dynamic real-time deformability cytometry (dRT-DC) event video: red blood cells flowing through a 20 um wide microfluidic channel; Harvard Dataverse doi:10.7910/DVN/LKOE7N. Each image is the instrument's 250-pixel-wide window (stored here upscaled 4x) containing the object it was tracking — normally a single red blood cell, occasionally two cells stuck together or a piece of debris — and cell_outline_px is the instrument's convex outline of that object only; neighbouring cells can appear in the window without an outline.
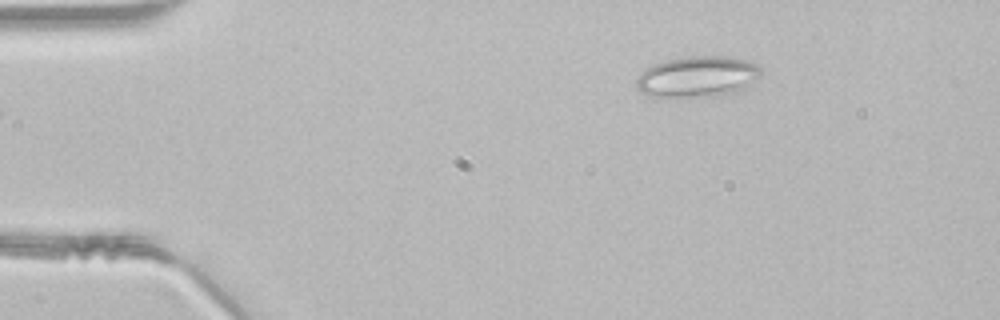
{"species": "common noctule bat (a hibernating species)", "species_latin": "Nyctalus noctula", "temperature_condition": "room temperature", "stored_images_in_passage": 41, "segment_of_instrument_passage": [1, 2], "camera_frame_rate_fps": 3000, "um_per_image_px": 0.085, "animal": {"sex": "male", "body_mass_g": 21.5, "forearm_length_mm": 52.0}, "frame": {"image": 1, "passage_image": 1, "time_ms": 0.0, "image_size_px": [1000, 320], "cell_outline_px": [[760, 72], [744, 88], [728, 92], [704, 96], [652, 96], [640, 92], [636, 88], [636, 80], [648, 68], [656, 64], [668, 60], [688, 56], [732, 56], [756, 64], [760, 68]], "centroid_in_image_um": [59.25, 6.49], "position_along_channel_um": 25.8, "area_um2": 28.67}}
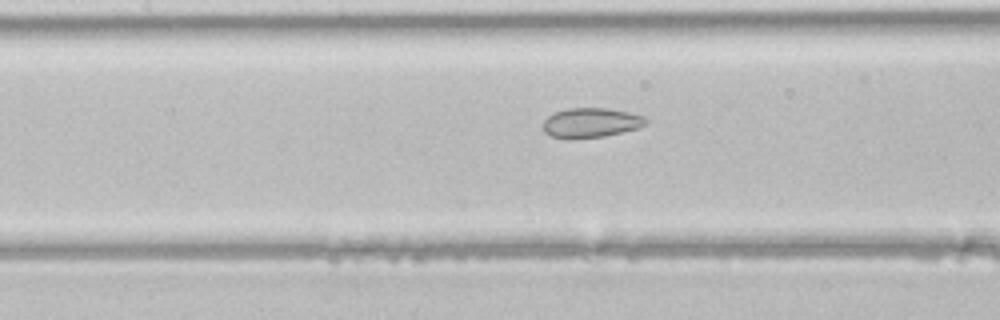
{"frame": {"image": 2, "passage_image": 15, "time_ms": 4.667, "image_size_px": [1000, 320], "cell_outline_px": [[648, 124], [636, 128], [604, 136], [552, 136], [544, 132], [544, 120], [548, 116], [556, 112], [568, 108], [608, 108], [644, 116], [648, 120]], "centroid_in_image_um": [50.27, 10.39], "position_along_channel_um": 157.1, "area_um2": 16.99}}
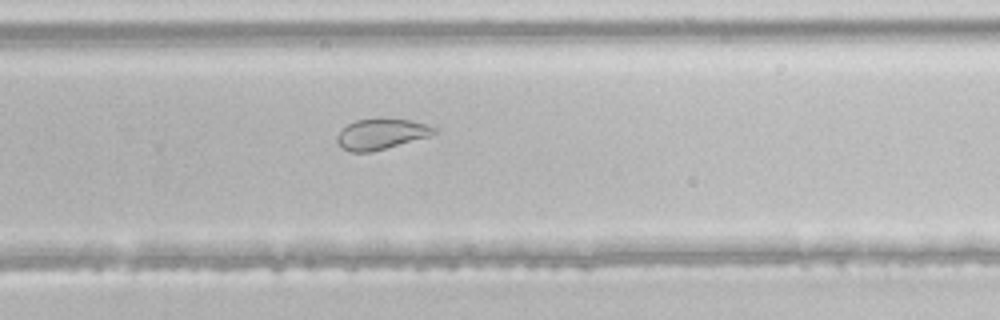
{"frame": {"image": 3, "passage_image": 25, "time_ms": 8.0, "image_size_px": [1000, 320], "cell_outline_px": [[436, 132], [428, 136], [372, 152], [352, 152], [344, 148], [336, 140], [336, 136], [340, 128], [356, 120], [376, 116], [380, 116], [408, 120], [424, 124], [436, 128]], "centroid_in_image_um": [32.34, 11.35], "position_along_channel_um": 297.5, "area_um2": 17.51}}